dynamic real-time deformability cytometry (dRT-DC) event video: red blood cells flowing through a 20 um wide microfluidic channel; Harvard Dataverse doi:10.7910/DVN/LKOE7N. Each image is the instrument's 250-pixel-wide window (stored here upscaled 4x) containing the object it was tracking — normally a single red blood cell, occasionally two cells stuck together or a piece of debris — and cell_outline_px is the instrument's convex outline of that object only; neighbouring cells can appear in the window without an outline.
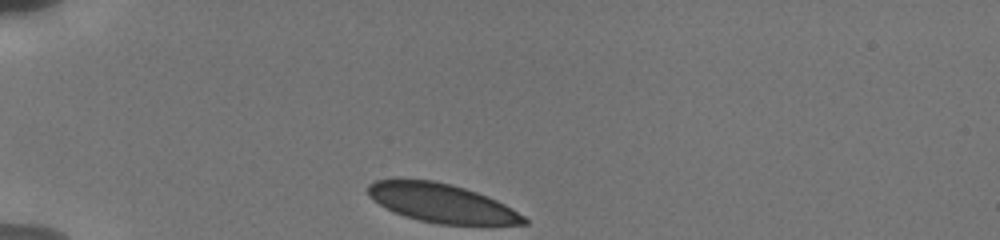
{"species": "human", "species_latin": "Homo sapiens", "temperature_condition": "cold", "stored_images_in_passage": 19, "camera_frame_rate_fps": 3000, "um_per_image_px": 0.085, "donor": {"sex": "male"}, "frame": {"image": 1, "passage_image": 1, "time_ms": 0.0, "image_size_px": [1000, 240], "cell_outline_px": [[528, 224], [440, 224], [420, 220], [404, 216], [372, 200], [368, 196], [368, 184], [376, 180], [432, 180], [452, 184], [476, 192], [496, 200], [512, 208], [524, 216], [528, 220]], "centroid_in_image_um": [37.54, 17.26], "position_along_channel_um": 47.5, "area_um2": 34.68}}
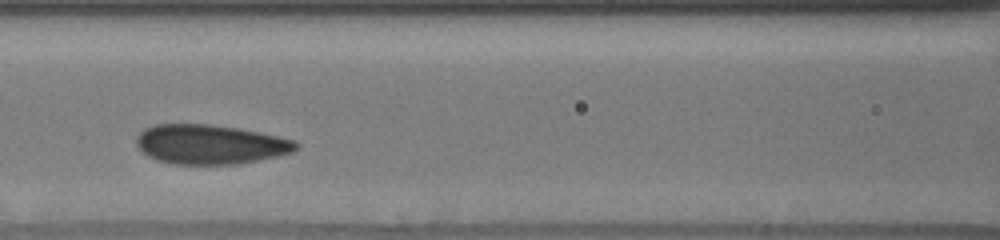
{"frame": {"image": 2, "passage_image": 10, "time_ms": 3.667, "image_size_px": [1000, 240], "cell_outline_px": [[300, 144], [292, 152], [280, 156], [240, 164], [168, 164], [156, 160], [148, 156], [136, 144], [136, 136], [144, 128], [156, 124], [208, 124], [240, 128], [296, 140]], "centroid_in_image_um": [17.88, 12.27], "position_along_channel_um": 148.7, "area_um2": 37.05}}
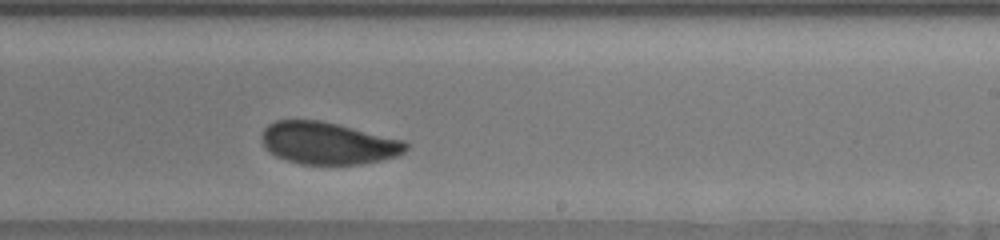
{"frame": {"image": 3, "passage_image": 19, "time_ms": 6.667, "image_size_px": [1000, 240], "cell_outline_px": [[408, 148], [404, 152], [396, 156], [380, 160], [360, 164], [300, 164], [276, 156], [268, 152], [264, 148], [264, 128], [268, 124], [276, 120], [320, 120], [404, 140], [408, 144]], "centroid_in_image_um": [27.89, 12.17], "position_along_channel_um": 261.1, "area_um2": 35.14}}